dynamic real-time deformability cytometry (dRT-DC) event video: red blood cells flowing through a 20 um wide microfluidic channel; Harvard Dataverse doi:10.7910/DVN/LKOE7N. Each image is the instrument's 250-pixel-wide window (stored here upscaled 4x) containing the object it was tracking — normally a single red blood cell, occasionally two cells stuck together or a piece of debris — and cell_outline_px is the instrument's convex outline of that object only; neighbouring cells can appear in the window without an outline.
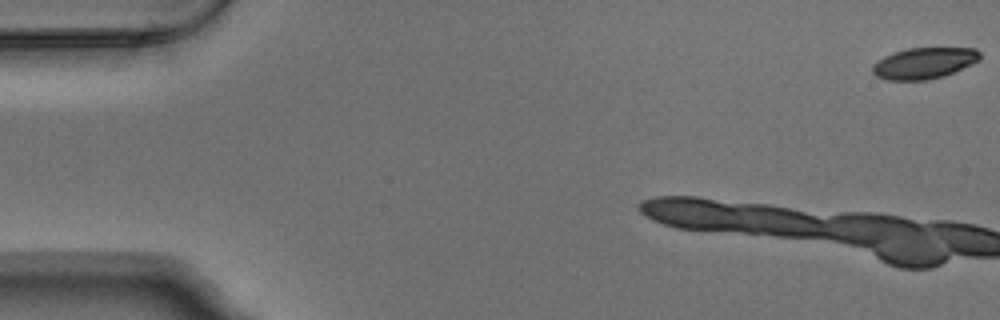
{"species": "Egyptian fruit bat (a non-hibernating species)", "species_latin": "Rousettus aegyptiacus", "temperature_condition": "warm", "stored_images_in_passage": 3, "camera_frame_rate_fps": 3000, "um_per_image_px": 0.085, "animal": {"sex": "male"}, "frame": {"image": 1, "passage_image": 1, "time_ms": 0.0, "image_size_px": [1000, 320], "cell_outline_px": [[980, 60], [972, 64], [944, 76], [928, 80], [888, 80], [876, 76], [872, 72], [872, 64], [876, 60], [892, 52], [908, 48], [976, 48], [980, 52]], "centroid_in_image_um": [78.52, 5.36], "position_along_channel_um": 6.5, "area_um2": 19.71}}